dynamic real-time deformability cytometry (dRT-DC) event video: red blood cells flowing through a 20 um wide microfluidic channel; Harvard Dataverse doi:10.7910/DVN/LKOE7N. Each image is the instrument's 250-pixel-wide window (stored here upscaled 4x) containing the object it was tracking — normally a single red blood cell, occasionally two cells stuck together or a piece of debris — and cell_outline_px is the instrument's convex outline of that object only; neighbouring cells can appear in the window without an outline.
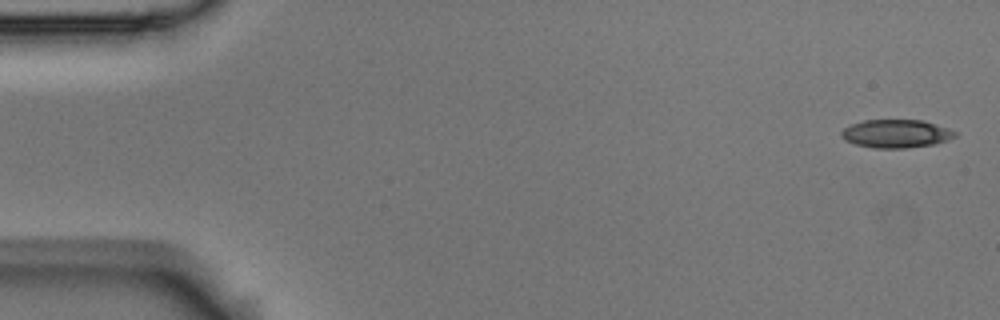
{"species": "Egyptian fruit bat (a non-hibernating species)", "species_latin": "Rousettus aegyptiacus", "temperature_condition": "room temperature", "stored_images_in_passage": 5, "camera_frame_rate_fps": 3000, "um_per_image_px": 0.085, "animal": {"sex": "male"}, "frame": {"image": 1, "passage_image": 1, "time_ms": 0.0, "image_size_px": [1000, 320], "cell_outline_px": [[960, 132], [956, 136], [948, 140], [936, 144], [904, 148], [872, 148], [856, 144], [844, 140], [840, 136], [840, 132], [844, 128], [852, 124], [864, 120], [924, 120]], "centroid_in_image_um": [76.2, 11.36], "position_along_channel_um": 8.8, "area_um2": 18.9}}
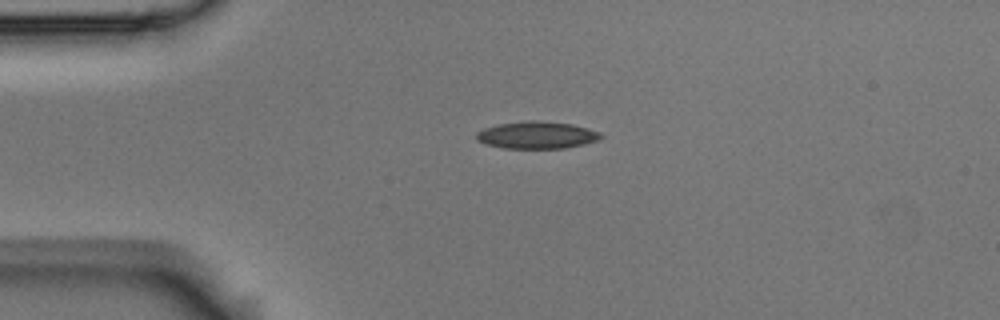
{"frame": {"image": 2, "passage_image": 4, "time_ms": 1.0, "image_size_px": [1000, 320], "cell_outline_px": [[604, 136], [596, 140], [584, 144], [564, 148], [504, 148], [484, 144], [476, 140], [476, 132], [484, 128], [496, 124], [572, 124], [600, 132]], "centroid_in_image_um": [45.6, 11.54], "position_along_channel_um": 39.4, "area_um2": 18.55}}